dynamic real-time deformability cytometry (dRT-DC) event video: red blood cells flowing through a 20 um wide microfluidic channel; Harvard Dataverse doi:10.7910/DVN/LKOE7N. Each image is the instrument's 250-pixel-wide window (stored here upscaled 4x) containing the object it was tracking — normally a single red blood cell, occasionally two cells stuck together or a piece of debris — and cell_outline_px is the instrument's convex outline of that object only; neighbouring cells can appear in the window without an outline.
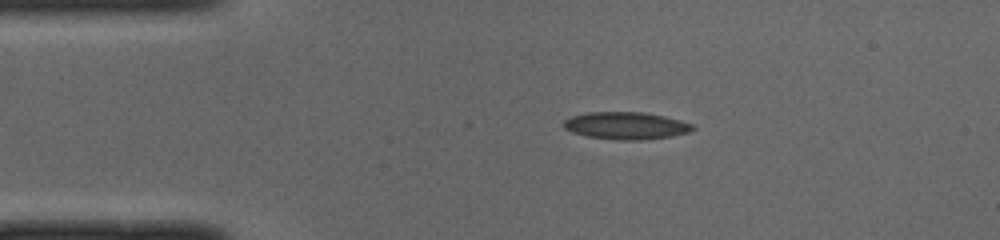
{"species": "common noctule bat (a hibernating species)", "species_latin": "Nyctalus noctula", "temperature_condition": "cold", "stored_images_in_passage": 48, "camera_frame_rate_fps": 3000, "um_per_image_px": 0.085, "animal": {"sex": "male", "body_mass_g": 19.0, "forearm_length_mm": 50.8}, "frame": {"image": 1, "passage_image": 8, "time_ms": 2.333, "image_size_px": [1000, 240], "cell_outline_px": [[696, 128], [688, 132], [672, 136], [640, 140], [620, 140], [588, 136], [572, 132], [564, 128], [564, 120], [572, 116], [588, 112], [644, 112], [664, 116], [680, 120], [692, 124]], "centroid_in_image_um": [53.22, 10.67], "position_along_channel_um": 31.8, "area_um2": 20.4}}
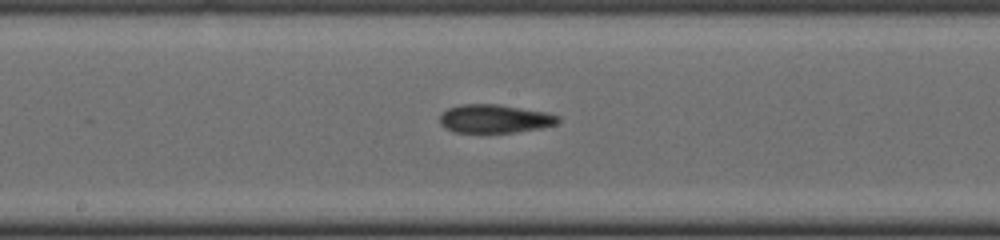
{"frame": {"image": 2, "passage_image": 24, "time_ms": 7.667, "image_size_px": [1000, 240], "cell_outline_px": [[560, 120], [556, 124], [540, 128], [512, 132], [452, 132], [444, 128], [440, 124], [440, 112], [448, 108], [460, 104], [500, 104], [544, 112], [560, 116]], "centroid_in_image_um": [41.99, 10.08], "position_along_channel_um": 206.2, "area_um2": 19.65}}
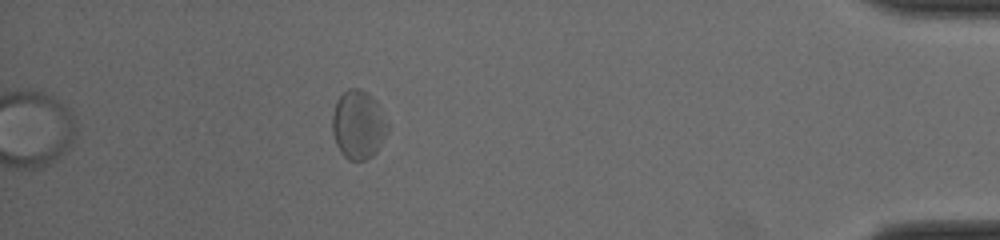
{"frame": {"image": 3, "passage_image": 43, "time_ms": 14.0, "image_size_px": [1000, 240], "cell_outline_px": [[388, 132], [376, 152], [368, 160], [348, 160], [340, 152], [336, 144], [332, 132], [332, 116], [336, 100], [348, 88], [360, 88], [368, 92], [376, 100], [388, 124]], "centroid_in_image_um": [30.45, 10.6], "position_along_channel_um": 404.8, "area_um2": 22.37}, "authors_computed_cell_mechanics": {"area_um2": 20.1433, "velocity_mm_per_s": 3.9542, "shape_relaxation_time_tau1_ms": 5.6701, "shape_relaxation_time_tau2_ms": 4.0731, "deformation_change_tau1": 0.1397, "deformation_change_tau2": 0.1023}}